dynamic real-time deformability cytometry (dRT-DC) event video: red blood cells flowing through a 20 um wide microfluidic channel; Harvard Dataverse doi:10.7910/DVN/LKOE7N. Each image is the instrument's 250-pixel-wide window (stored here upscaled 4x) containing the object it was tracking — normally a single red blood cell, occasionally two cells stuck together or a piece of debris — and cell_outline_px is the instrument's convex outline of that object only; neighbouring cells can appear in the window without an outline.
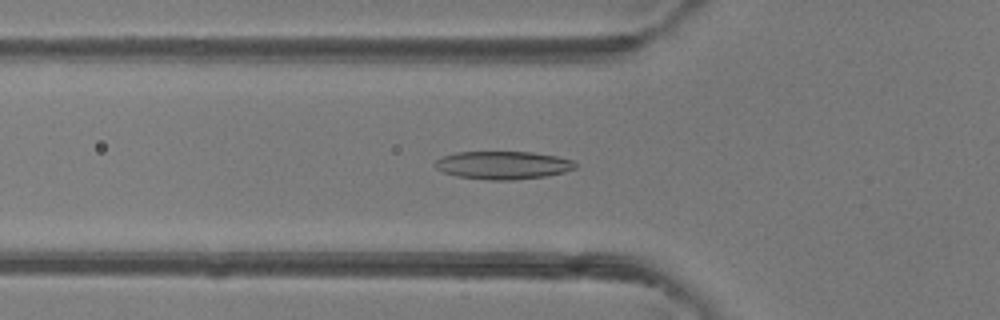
{"species": "common noctule bat (a hibernating species)", "species_latin": "Nyctalus noctula", "temperature_condition": "room temperature", "stored_images_in_passage": 38, "camera_frame_rate_fps": 3000, "um_per_image_px": 0.085, "animal": {"sex": "female"}, "frame": {"image": 1, "passage_image": 7, "time_ms": 2.0, "image_size_px": [1000, 320], "cell_outline_px": [[576, 168], [564, 172], [544, 176], [512, 180], [488, 180], [456, 176], [444, 172], [436, 168], [432, 164], [436, 160], [444, 156], [456, 152], [532, 152], [556, 156], [572, 160], [576, 164]], "centroid_in_image_um": [42.73, 14.04], "position_along_channel_um": 83.1, "area_um2": 22.83}}
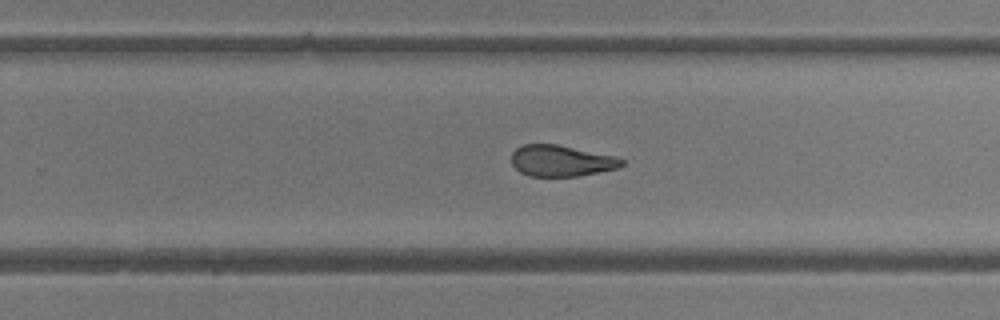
{"frame": {"image": 2, "passage_image": 21, "time_ms": 6.667, "image_size_px": [1000, 320], "cell_outline_px": [[624, 164], [616, 168], [580, 176], [528, 176], [520, 172], [512, 164], [512, 152], [516, 148], [524, 144], [556, 144], [616, 156], [624, 160]], "centroid_in_image_um": [47.69, 13.66], "position_along_channel_um": 282.1, "area_um2": 20.0}}
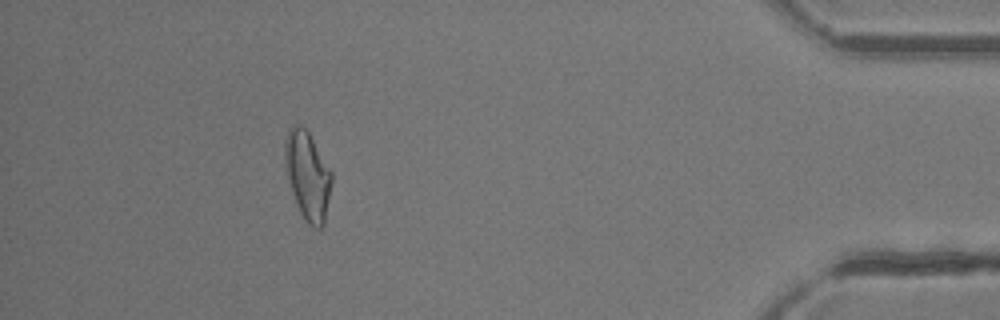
{"frame": {"image": 3, "passage_image": 34, "time_ms": 11.0, "image_size_px": [1000, 320], "cell_outline_px": [[332, 184], [324, 224], [320, 228], [312, 228], [304, 220], [296, 204], [292, 192], [288, 176], [284, 156], [284, 144], [288, 128], [292, 124], [300, 124], [308, 132], [332, 172]], "centroid_in_image_um": [26.15, 14.92], "position_along_channel_um": 409.1, "area_um2": 24.04}, "authors_computed_cell_mechanics": {"area_um2": 21.5883, "velocity_mm_per_s": 4.2565, "shape_relaxation_time_tau1_ms": null, "shape_relaxation_time_tau2_ms": 2.2989, "deformation_change_tau1": null, "deformation_change_tau2": 0.0937}}